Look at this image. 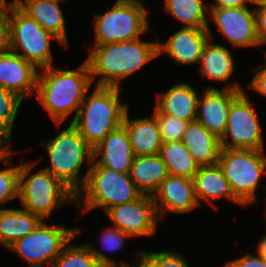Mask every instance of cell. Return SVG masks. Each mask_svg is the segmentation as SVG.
I'll use <instances>...</instances> for the list:
<instances>
[{
	"instance_id": "f6af8a7d",
	"label": "cell",
	"mask_w": 266,
	"mask_h": 267,
	"mask_svg": "<svg viewBox=\"0 0 266 267\" xmlns=\"http://www.w3.org/2000/svg\"><path fill=\"white\" fill-rule=\"evenodd\" d=\"M223 267H230L227 263Z\"/></svg>"
},
{
	"instance_id": "ac0fdd59",
	"label": "cell",
	"mask_w": 266,
	"mask_h": 267,
	"mask_svg": "<svg viewBox=\"0 0 266 267\" xmlns=\"http://www.w3.org/2000/svg\"><path fill=\"white\" fill-rule=\"evenodd\" d=\"M135 155L123 125L111 131L95 148L93 160L115 172L129 174Z\"/></svg>"
},
{
	"instance_id": "8d00e7d4",
	"label": "cell",
	"mask_w": 266,
	"mask_h": 267,
	"mask_svg": "<svg viewBox=\"0 0 266 267\" xmlns=\"http://www.w3.org/2000/svg\"><path fill=\"white\" fill-rule=\"evenodd\" d=\"M254 8L256 16V26L259 42L263 45L266 42V7H263L257 0Z\"/></svg>"
},
{
	"instance_id": "2e32d148",
	"label": "cell",
	"mask_w": 266,
	"mask_h": 267,
	"mask_svg": "<svg viewBox=\"0 0 266 267\" xmlns=\"http://www.w3.org/2000/svg\"><path fill=\"white\" fill-rule=\"evenodd\" d=\"M159 219L166 211L187 213L199 206L193 179L168 175L152 195Z\"/></svg>"
},
{
	"instance_id": "484cf974",
	"label": "cell",
	"mask_w": 266,
	"mask_h": 267,
	"mask_svg": "<svg viewBox=\"0 0 266 267\" xmlns=\"http://www.w3.org/2000/svg\"><path fill=\"white\" fill-rule=\"evenodd\" d=\"M43 220L28 210L0 209V245L7 249L18 239L33 232Z\"/></svg>"
},
{
	"instance_id": "8992f818",
	"label": "cell",
	"mask_w": 266,
	"mask_h": 267,
	"mask_svg": "<svg viewBox=\"0 0 266 267\" xmlns=\"http://www.w3.org/2000/svg\"><path fill=\"white\" fill-rule=\"evenodd\" d=\"M83 188L76 194V204H82V212L95 208L107 209L138 199L142 193L129 174L98 165L94 160L86 172Z\"/></svg>"
},
{
	"instance_id": "d4e9b609",
	"label": "cell",
	"mask_w": 266,
	"mask_h": 267,
	"mask_svg": "<svg viewBox=\"0 0 266 267\" xmlns=\"http://www.w3.org/2000/svg\"><path fill=\"white\" fill-rule=\"evenodd\" d=\"M210 30L208 28L210 38L203 47L199 72L204 78L227 82L235 71L233 56L225 46L212 43L213 33Z\"/></svg>"
},
{
	"instance_id": "d590c367",
	"label": "cell",
	"mask_w": 266,
	"mask_h": 267,
	"mask_svg": "<svg viewBox=\"0 0 266 267\" xmlns=\"http://www.w3.org/2000/svg\"><path fill=\"white\" fill-rule=\"evenodd\" d=\"M226 263L230 267H266V260L263 259L258 253L255 256L247 253L240 258L230 260Z\"/></svg>"
},
{
	"instance_id": "d6a6232c",
	"label": "cell",
	"mask_w": 266,
	"mask_h": 267,
	"mask_svg": "<svg viewBox=\"0 0 266 267\" xmlns=\"http://www.w3.org/2000/svg\"><path fill=\"white\" fill-rule=\"evenodd\" d=\"M153 116L158 123L163 143L181 141L182 135L189 123L188 121L162 114L156 108L154 109Z\"/></svg>"
},
{
	"instance_id": "b9f144b4",
	"label": "cell",
	"mask_w": 266,
	"mask_h": 267,
	"mask_svg": "<svg viewBox=\"0 0 266 267\" xmlns=\"http://www.w3.org/2000/svg\"><path fill=\"white\" fill-rule=\"evenodd\" d=\"M9 146L6 143H0V157L7 151Z\"/></svg>"
},
{
	"instance_id": "ba28073f",
	"label": "cell",
	"mask_w": 266,
	"mask_h": 267,
	"mask_svg": "<svg viewBox=\"0 0 266 267\" xmlns=\"http://www.w3.org/2000/svg\"><path fill=\"white\" fill-rule=\"evenodd\" d=\"M218 165L244 207L255 203L259 181L266 175L264 150L221 148Z\"/></svg>"
},
{
	"instance_id": "4fadbf2b",
	"label": "cell",
	"mask_w": 266,
	"mask_h": 267,
	"mask_svg": "<svg viewBox=\"0 0 266 267\" xmlns=\"http://www.w3.org/2000/svg\"><path fill=\"white\" fill-rule=\"evenodd\" d=\"M242 91L245 90L237 82L227 84L223 90L207 87L199 96L196 121L221 139L227 127L230 104Z\"/></svg>"
},
{
	"instance_id": "603a6c76",
	"label": "cell",
	"mask_w": 266,
	"mask_h": 267,
	"mask_svg": "<svg viewBox=\"0 0 266 267\" xmlns=\"http://www.w3.org/2000/svg\"><path fill=\"white\" fill-rule=\"evenodd\" d=\"M195 196L201 205L200 200L212 204V199H229L240 206H244L231 191L228 179L218 164L200 166L193 178ZM200 199V200H199Z\"/></svg>"
},
{
	"instance_id": "9c48e42d",
	"label": "cell",
	"mask_w": 266,
	"mask_h": 267,
	"mask_svg": "<svg viewBox=\"0 0 266 267\" xmlns=\"http://www.w3.org/2000/svg\"><path fill=\"white\" fill-rule=\"evenodd\" d=\"M148 11L142 1L117 0L111 9L94 17V44L104 45L140 38L149 26Z\"/></svg>"
},
{
	"instance_id": "5b68a950",
	"label": "cell",
	"mask_w": 266,
	"mask_h": 267,
	"mask_svg": "<svg viewBox=\"0 0 266 267\" xmlns=\"http://www.w3.org/2000/svg\"><path fill=\"white\" fill-rule=\"evenodd\" d=\"M34 164L35 161L19 165L18 198L23 209L45 220L65 203H75L76 195L45 169L29 175Z\"/></svg>"
},
{
	"instance_id": "cb8c5ba5",
	"label": "cell",
	"mask_w": 266,
	"mask_h": 267,
	"mask_svg": "<svg viewBox=\"0 0 266 267\" xmlns=\"http://www.w3.org/2000/svg\"><path fill=\"white\" fill-rule=\"evenodd\" d=\"M137 189L144 195H153L169 175L159 154L135 156L129 172Z\"/></svg>"
},
{
	"instance_id": "4dcf8cb0",
	"label": "cell",
	"mask_w": 266,
	"mask_h": 267,
	"mask_svg": "<svg viewBox=\"0 0 266 267\" xmlns=\"http://www.w3.org/2000/svg\"><path fill=\"white\" fill-rule=\"evenodd\" d=\"M13 154L14 151L9 147L0 157V161L5 162V168L0 170V204L2 205L18 198L19 165H13V162H11ZM5 164L10 166L7 168Z\"/></svg>"
},
{
	"instance_id": "6da1fadb",
	"label": "cell",
	"mask_w": 266,
	"mask_h": 267,
	"mask_svg": "<svg viewBox=\"0 0 266 267\" xmlns=\"http://www.w3.org/2000/svg\"><path fill=\"white\" fill-rule=\"evenodd\" d=\"M90 69L84 61L75 70L55 69L49 66L39 70L36 95L37 100L48 112L56 125L68 118L72 112L75 120L79 107L92 85Z\"/></svg>"
},
{
	"instance_id": "4316f807",
	"label": "cell",
	"mask_w": 266,
	"mask_h": 267,
	"mask_svg": "<svg viewBox=\"0 0 266 267\" xmlns=\"http://www.w3.org/2000/svg\"><path fill=\"white\" fill-rule=\"evenodd\" d=\"M70 242L54 260L52 267H119L114 261L94 245H72Z\"/></svg>"
},
{
	"instance_id": "277c9868",
	"label": "cell",
	"mask_w": 266,
	"mask_h": 267,
	"mask_svg": "<svg viewBox=\"0 0 266 267\" xmlns=\"http://www.w3.org/2000/svg\"><path fill=\"white\" fill-rule=\"evenodd\" d=\"M41 143L45 145L51 164L43 169L58 178L76 195L87 179V174L79 178V172L85 162L92 164L93 148L71 123L55 138Z\"/></svg>"
},
{
	"instance_id": "9a60e30c",
	"label": "cell",
	"mask_w": 266,
	"mask_h": 267,
	"mask_svg": "<svg viewBox=\"0 0 266 267\" xmlns=\"http://www.w3.org/2000/svg\"><path fill=\"white\" fill-rule=\"evenodd\" d=\"M37 68V69H36ZM39 69L8 48L0 50V86L25 100L37 89Z\"/></svg>"
},
{
	"instance_id": "44dd1931",
	"label": "cell",
	"mask_w": 266,
	"mask_h": 267,
	"mask_svg": "<svg viewBox=\"0 0 266 267\" xmlns=\"http://www.w3.org/2000/svg\"><path fill=\"white\" fill-rule=\"evenodd\" d=\"M181 142L200 166L218 164L222 148L220 139L198 121L187 124Z\"/></svg>"
},
{
	"instance_id": "7a4b0ae2",
	"label": "cell",
	"mask_w": 266,
	"mask_h": 267,
	"mask_svg": "<svg viewBox=\"0 0 266 267\" xmlns=\"http://www.w3.org/2000/svg\"><path fill=\"white\" fill-rule=\"evenodd\" d=\"M90 46L94 47L85 61L93 82L101 75L96 86L120 87L122 79L158 57V42H146L140 38Z\"/></svg>"
},
{
	"instance_id": "52a82bcc",
	"label": "cell",
	"mask_w": 266,
	"mask_h": 267,
	"mask_svg": "<svg viewBox=\"0 0 266 267\" xmlns=\"http://www.w3.org/2000/svg\"><path fill=\"white\" fill-rule=\"evenodd\" d=\"M51 39H55L66 48L55 35L44 30L34 18L25 13L16 3L13 4L8 16L7 48L9 50L22 56L36 67L38 66L40 70L53 64Z\"/></svg>"
},
{
	"instance_id": "30bf717a",
	"label": "cell",
	"mask_w": 266,
	"mask_h": 267,
	"mask_svg": "<svg viewBox=\"0 0 266 267\" xmlns=\"http://www.w3.org/2000/svg\"><path fill=\"white\" fill-rule=\"evenodd\" d=\"M80 230L77 227L47 225L44 220L27 236L18 239L8 249L28 262L30 267H52L62 249L75 239Z\"/></svg>"
},
{
	"instance_id": "60d3db41",
	"label": "cell",
	"mask_w": 266,
	"mask_h": 267,
	"mask_svg": "<svg viewBox=\"0 0 266 267\" xmlns=\"http://www.w3.org/2000/svg\"><path fill=\"white\" fill-rule=\"evenodd\" d=\"M137 254V256H136V261H137V263L135 262V263H132V264H128V263H126V261H122L121 260V262L120 263H118L119 264V267H143L139 262H140V253L139 252H136ZM139 253V254H138Z\"/></svg>"
},
{
	"instance_id": "5bb4252c",
	"label": "cell",
	"mask_w": 266,
	"mask_h": 267,
	"mask_svg": "<svg viewBox=\"0 0 266 267\" xmlns=\"http://www.w3.org/2000/svg\"><path fill=\"white\" fill-rule=\"evenodd\" d=\"M210 18L234 47L261 46L254 9L246 7L209 8Z\"/></svg>"
},
{
	"instance_id": "836d02e7",
	"label": "cell",
	"mask_w": 266,
	"mask_h": 267,
	"mask_svg": "<svg viewBox=\"0 0 266 267\" xmlns=\"http://www.w3.org/2000/svg\"><path fill=\"white\" fill-rule=\"evenodd\" d=\"M127 237L129 238L131 236L116 227H111L109 229L107 228V230L104 231L100 238L102 245L104 246L103 250L108 248V250L114 252L122 249Z\"/></svg>"
},
{
	"instance_id": "7c38bea8",
	"label": "cell",
	"mask_w": 266,
	"mask_h": 267,
	"mask_svg": "<svg viewBox=\"0 0 266 267\" xmlns=\"http://www.w3.org/2000/svg\"><path fill=\"white\" fill-rule=\"evenodd\" d=\"M114 227L131 237L151 236L160 221L151 195L142 194L138 199L115 205L105 211Z\"/></svg>"
},
{
	"instance_id": "1f68e13d",
	"label": "cell",
	"mask_w": 266,
	"mask_h": 267,
	"mask_svg": "<svg viewBox=\"0 0 266 267\" xmlns=\"http://www.w3.org/2000/svg\"><path fill=\"white\" fill-rule=\"evenodd\" d=\"M143 267H189L181 253L174 251L140 253V262Z\"/></svg>"
},
{
	"instance_id": "7bdbcfd3",
	"label": "cell",
	"mask_w": 266,
	"mask_h": 267,
	"mask_svg": "<svg viewBox=\"0 0 266 267\" xmlns=\"http://www.w3.org/2000/svg\"><path fill=\"white\" fill-rule=\"evenodd\" d=\"M263 7H266V0H257Z\"/></svg>"
},
{
	"instance_id": "ab89813d",
	"label": "cell",
	"mask_w": 266,
	"mask_h": 267,
	"mask_svg": "<svg viewBox=\"0 0 266 267\" xmlns=\"http://www.w3.org/2000/svg\"><path fill=\"white\" fill-rule=\"evenodd\" d=\"M257 253L266 260V234L261 238L257 244Z\"/></svg>"
},
{
	"instance_id": "ee69618b",
	"label": "cell",
	"mask_w": 266,
	"mask_h": 267,
	"mask_svg": "<svg viewBox=\"0 0 266 267\" xmlns=\"http://www.w3.org/2000/svg\"><path fill=\"white\" fill-rule=\"evenodd\" d=\"M263 45H266V42ZM263 53H264V55H266V51H263Z\"/></svg>"
},
{
	"instance_id": "e0dca14e",
	"label": "cell",
	"mask_w": 266,
	"mask_h": 267,
	"mask_svg": "<svg viewBox=\"0 0 266 267\" xmlns=\"http://www.w3.org/2000/svg\"><path fill=\"white\" fill-rule=\"evenodd\" d=\"M209 38L208 28L183 26L166 42L158 43V56L164 52L177 64H199L203 47Z\"/></svg>"
},
{
	"instance_id": "74e56055",
	"label": "cell",
	"mask_w": 266,
	"mask_h": 267,
	"mask_svg": "<svg viewBox=\"0 0 266 267\" xmlns=\"http://www.w3.org/2000/svg\"><path fill=\"white\" fill-rule=\"evenodd\" d=\"M264 58V66L260 65L262 68L259 66L258 69L255 70V72H257L251 79L248 87L261 95L266 96V55H264Z\"/></svg>"
},
{
	"instance_id": "3957f363",
	"label": "cell",
	"mask_w": 266,
	"mask_h": 267,
	"mask_svg": "<svg viewBox=\"0 0 266 267\" xmlns=\"http://www.w3.org/2000/svg\"><path fill=\"white\" fill-rule=\"evenodd\" d=\"M120 89L95 86L90 96L87 93L71 123L92 148L122 125L128 105L121 104Z\"/></svg>"
},
{
	"instance_id": "f35d334b",
	"label": "cell",
	"mask_w": 266,
	"mask_h": 267,
	"mask_svg": "<svg viewBox=\"0 0 266 267\" xmlns=\"http://www.w3.org/2000/svg\"><path fill=\"white\" fill-rule=\"evenodd\" d=\"M215 4H210L209 8H236L246 7L247 4L255 5L256 0H214Z\"/></svg>"
},
{
	"instance_id": "8fae6325",
	"label": "cell",
	"mask_w": 266,
	"mask_h": 267,
	"mask_svg": "<svg viewBox=\"0 0 266 267\" xmlns=\"http://www.w3.org/2000/svg\"><path fill=\"white\" fill-rule=\"evenodd\" d=\"M260 126L256 108L242 91L230 104L227 127L220 139L221 147L264 150Z\"/></svg>"
},
{
	"instance_id": "f1b7e54d",
	"label": "cell",
	"mask_w": 266,
	"mask_h": 267,
	"mask_svg": "<svg viewBox=\"0 0 266 267\" xmlns=\"http://www.w3.org/2000/svg\"><path fill=\"white\" fill-rule=\"evenodd\" d=\"M164 9L184 27L209 28V7L205 0H164ZM208 15V16H207Z\"/></svg>"
},
{
	"instance_id": "d6986e66",
	"label": "cell",
	"mask_w": 266,
	"mask_h": 267,
	"mask_svg": "<svg viewBox=\"0 0 266 267\" xmlns=\"http://www.w3.org/2000/svg\"><path fill=\"white\" fill-rule=\"evenodd\" d=\"M128 109L122 125L125 127L135 156L157 155L163 145L159 126L154 116L131 119Z\"/></svg>"
},
{
	"instance_id": "ffe728a7",
	"label": "cell",
	"mask_w": 266,
	"mask_h": 267,
	"mask_svg": "<svg viewBox=\"0 0 266 267\" xmlns=\"http://www.w3.org/2000/svg\"><path fill=\"white\" fill-rule=\"evenodd\" d=\"M155 108L162 114L192 122L196 120L199 96L187 83L173 85L164 94H157Z\"/></svg>"
},
{
	"instance_id": "f546056e",
	"label": "cell",
	"mask_w": 266,
	"mask_h": 267,
	"mask_svg": "<svg viewBox=\"0 0 266 267\" xmlns=\"http://www.w3.org/2000/svg\"><path fill=\"white\" fill-rule=\"evenodd\" d=\"M23 100L15 93L0 86V143L10 147L14 121Z\"/></svg>"
},
{
	"instance_id": "e575fe53",
	"label": "cell",
	"mask_w": 266,
	"mask_h": 267,
	"mask_svg": "<svg viewBox=\"0 0 266 267\" xmlns=\"http://www.w3.org/2000/svg\"><path fill=\"white\" fill-rule=\"evenodd\" d=\"M15 0L7 3L0 1V50L7 48L8 44V16Z\"/></svg>"
},
{
	"instance_id": "83f0119b",
	"label": "cell",
	"mask_w": 266,
	"mask_h": 267,
	"mask_svg": "<svg viewBox=\"0 0 266 267\" xmlns=\"http://www.w3.org/2000/svg\"><path fill=\"white\" fill-rule=\"evenodd\" d=\"M169 175L193 179L200 165L181 141L163 143L160 153Z\"/></svg>"
},
{
	"instance_id": "7402d4cb",
	"label": "cell",
	"mask_w": 266,
	"mask_h": 267,
	"mask_svg": "<svg viewBox=\"0 0 266 267\" xmlns=\"http://www.w3.org/2000/svg\"><path fill=\"white\" fill-rule=\"evenodd\" d=\"M60 0H15V3L40 26L55 35L66 47L68 39Z\"/></svg>"
}]
</instances>
